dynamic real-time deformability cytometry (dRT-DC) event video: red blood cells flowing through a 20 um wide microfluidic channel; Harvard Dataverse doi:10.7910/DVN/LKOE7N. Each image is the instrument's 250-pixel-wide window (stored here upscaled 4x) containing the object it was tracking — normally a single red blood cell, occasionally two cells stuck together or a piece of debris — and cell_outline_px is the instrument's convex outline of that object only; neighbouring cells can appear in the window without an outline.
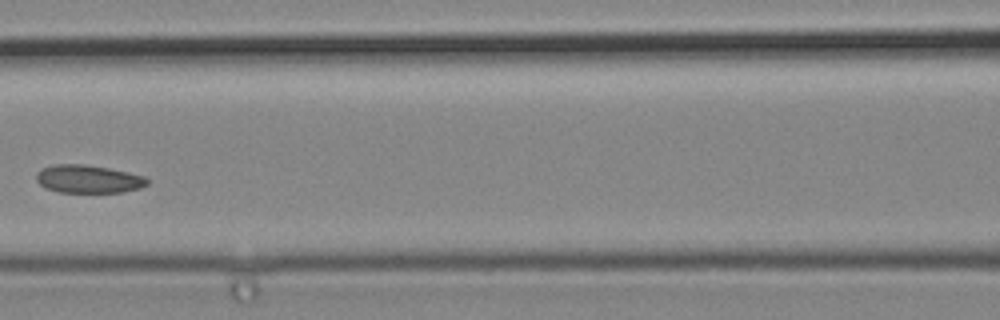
{"species": "common noctule bat (a hibernating species)", "species_latin": "Nyctalus noctula", "temperature_condition": "cold", "stored_images_in_passage": 6, "camera_frame_rate_fps": 3000, "um_per_image_px": 0.085, "animal": {"sex": "male", "body_mass_g": 19.2, "forearm_length_mm": 51.8}, "frame": {"image": 1, "passage_image": 6, "time_ms": 1.667, "image_size_px": [1000, 320], "cell_outline_px": [[148, 184], [140, 188], [124, 192], [60, 192], [44, 188], [36, 180], [36, 172], [52, 164], [84, 164], [108, 168], [128, 172], [144, 176], [148, 180]], "centroid_in_image_um": [7.49, 15.21], "position_along_channel_um": 159.1, "area_um2": 18.15}}